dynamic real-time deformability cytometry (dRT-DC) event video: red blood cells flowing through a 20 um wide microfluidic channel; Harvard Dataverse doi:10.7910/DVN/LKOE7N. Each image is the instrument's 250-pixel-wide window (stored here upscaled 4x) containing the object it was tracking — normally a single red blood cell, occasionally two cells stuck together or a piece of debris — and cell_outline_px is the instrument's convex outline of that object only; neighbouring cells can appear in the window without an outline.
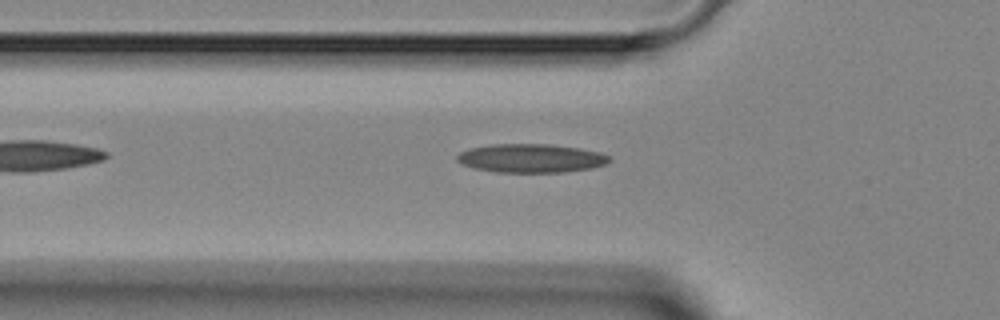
{"species": "Egyptian fruit bat (a non-hibernating species)", "species_latin": "Rousettus aegyptiacus", "temperature_condition": "room temperature", "stored_images_in_passage": 5, "camera_frame_rate_fps": 3000, "um_per_image_px": 0.085, "animal": {"sex": "female"}, "frame": {"image": 1, "passage_image": 5, "time_ms": 4.667, "image_size_px": [1000, 320], "cell_outline_px": [[612, 160], [604, 164], [592, 168], [560, 172], [496, 172], [476, 168], [464, 164], [456, 160], [456, 156], [460, 152], [468, 148], [492, 144], [548, 144], [580, 148], [600, 152], [608, 156]], "centroid_in_image_um": [45.13, 13.44], "position_along_channel_um": 80.7, "area_um2": 25.32}}